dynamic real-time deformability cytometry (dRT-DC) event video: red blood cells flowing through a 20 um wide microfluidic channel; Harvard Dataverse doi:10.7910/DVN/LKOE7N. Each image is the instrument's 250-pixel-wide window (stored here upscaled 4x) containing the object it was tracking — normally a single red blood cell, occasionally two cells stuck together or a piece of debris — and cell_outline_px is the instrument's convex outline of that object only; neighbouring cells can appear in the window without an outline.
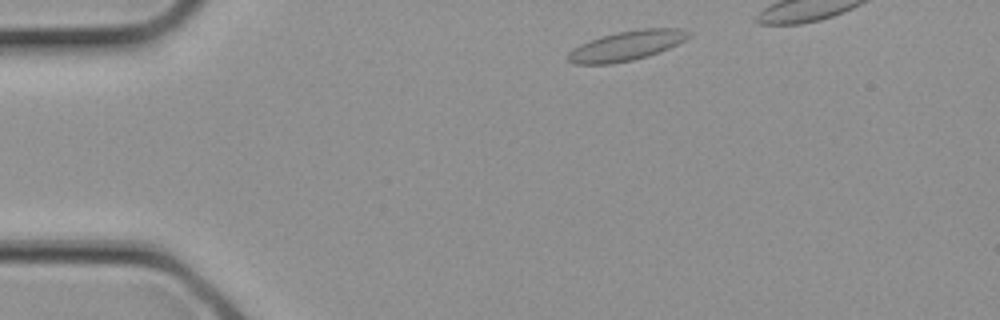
{"species": "common noctule bat (a hibernating species)", "species_latin": "Nyctalus noctula", "temperature_condition": "cold", "stored_images_in_passage": 7, "segment_of_instrument_passage": [1, 2], "camera_frame_rate_fps": 3000, "um_per_image_px": 0.085, "animal": {"sex": "female", "body_mass_g": 21.9}, "frame": {"image": 1, "passage_image": 1, "time_ms": 0.0, "image_size_px": [1000, 320], "cell_outline_px": [[692, 32], [684, 40], [668, 48], [648, 56], [632, 60], [612, 64], [576, 64], [568, 60], [568, 52], [572, 48], [588, 40], [616, 32], [640, 28], [680, 28]], "centroid_in_image_um": [53.23, 3.87], "position_along_channel_um": 31.8, "area_um2": 20.87}}
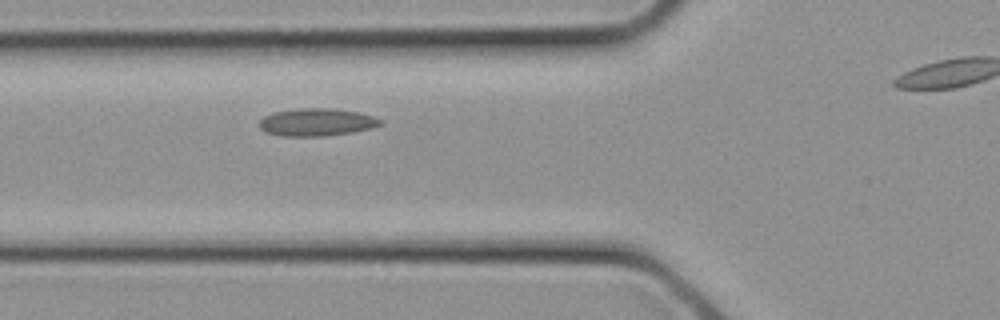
{"frame": {"image": 2, "passage_image": 6, "time_ms": 1.667, "image_size_px": [1000, 320], "cell_outline_px": [[384, 124], [372, 128], [352, 132], [324, 136], [280, 136], [264, 132], [260, 128], [260, 120], [264, 116], [272, 112], [300, 108], [332, 108], [360, 112], [376, 116], [384, 120]], "centroid_in_image_um": [26.96, 10.38], "position_along_channel_um": 98.8, "area_um2": 19.83}}